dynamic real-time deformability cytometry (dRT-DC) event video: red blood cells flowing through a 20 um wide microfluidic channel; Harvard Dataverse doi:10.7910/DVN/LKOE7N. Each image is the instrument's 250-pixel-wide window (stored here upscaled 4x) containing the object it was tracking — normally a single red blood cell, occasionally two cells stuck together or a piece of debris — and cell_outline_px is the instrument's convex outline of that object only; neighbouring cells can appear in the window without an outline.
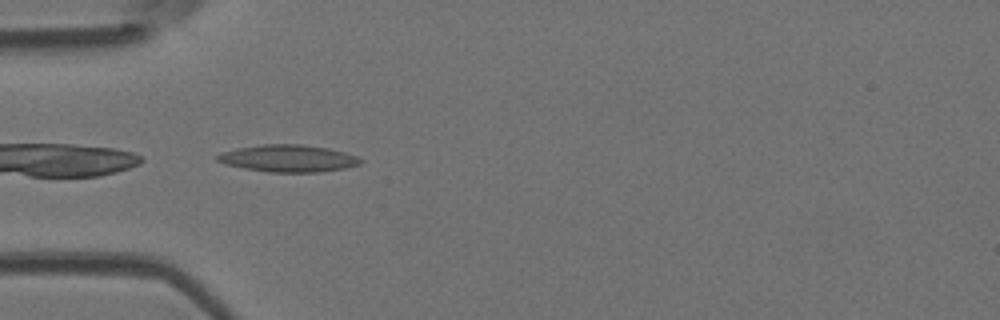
{"species": "Egyptian fruit bat (a non-hibernating species)", "species_latin": "Rousettus aegyptiacus", "temperature_condition": "room temperature", "stored_images_in_passage": 13, "camera_frame_rate_fps": 3000, "um_per_image_px": 0.085, "animal": {"sex": "female"}, "frame": {"image": 1, "passage_image": 1, "time_ms": 0.0, "image_size_px": [1000, 320], "cell_outline_px": [[364, 160], [360, 164], [344, 168], [320, 172], [268, 172], [244, 168], [224, 164], [216, 160], [216, 156], [220, 152], [260, 144], [300, 144], [328, 148], [344, 152], [356, 156]], "centroid_in_image_um": [24.48, 13.46], "position_along_channel_um": 60.5, "area_um2": 22.6}}
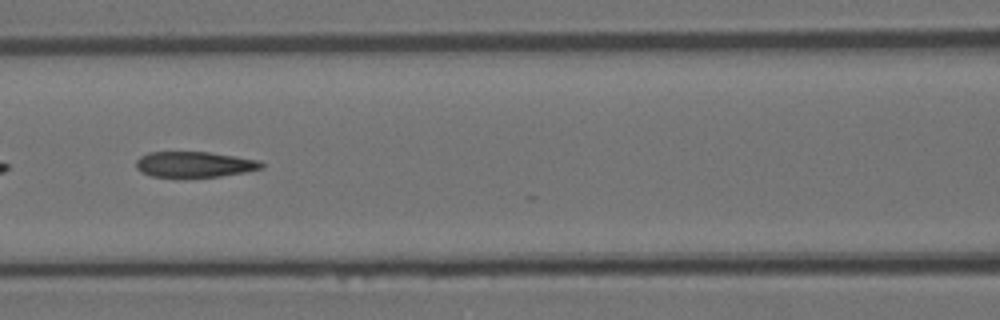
{"frame": {"image": 2, "passage_image": 8, "time_ms": 2.333, "image_size_px": [1000, 320], "cell_outline_px": [[264, 168], [244, 172], [220, 176], [152, 176], [140, 172], [136, 168], [136, 160], [140, 156], [148, 152], [208, 152], [236, 156], [260, 160], [264, 164]], "centroid_in_image_um": [16.53, 13.96], "position_along_channel_um": 150.1, "area_um2": 18.61}}
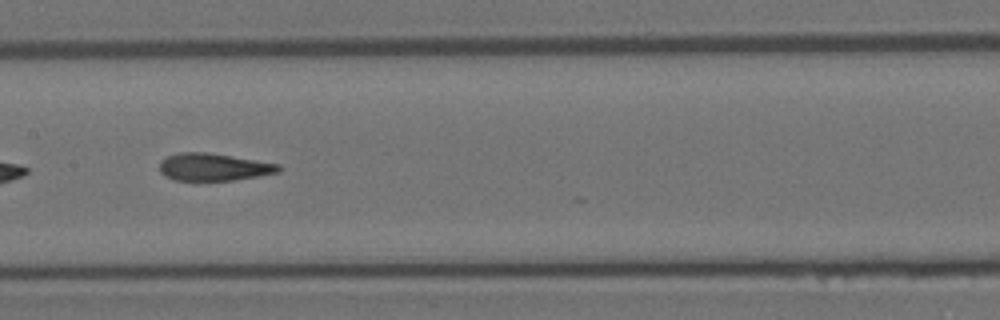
{"frame": {"image": 3, "passage_image": 11, "time_ms": 3.333, "image_size_px": [1000, 320], "cell_outline_px": [[284, 168], [280, 172], [236, 180], [172, 180], [164, 176], [160, 172], [160, 160], [168, 156], [180, 152], [204, 152], [256, 160], [280, 164]], "centroid_in_image_um": [18.17, 14.2], "position_along_channel_um": 189.2, "area_um2": 19.07}}